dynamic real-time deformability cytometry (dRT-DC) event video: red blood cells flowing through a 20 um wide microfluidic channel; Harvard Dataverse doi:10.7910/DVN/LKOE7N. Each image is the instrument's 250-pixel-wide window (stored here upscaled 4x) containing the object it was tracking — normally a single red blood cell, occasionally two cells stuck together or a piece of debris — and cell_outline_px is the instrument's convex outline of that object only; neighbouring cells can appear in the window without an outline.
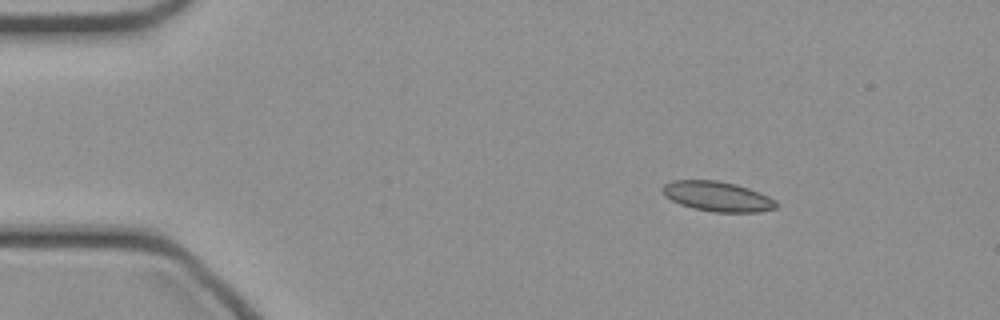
{"species": "common noctule bat (a hibernating species)", "species_latin": "Nyctalus noctula", "temperature_condition": "cold", "stored_images_in_passage": 42, "camera_frame_rate_fps": 3000, "um_per_image_px": 0.085, "animal": {"sex": "female", "body_mass_g": 21.9}, "frame": {"image": 1, "passage_image": 2, "time_ms": 0.333, "image_size_px": [1000, 320], "cell_outline_px": [[776, 208], [760, 212], [712, 212], [692, 208], [680, 204], [664, 196], [660, 188], [664, 184], [672, 180], [716, 180], [736, 184], [748, 188], [768, 196], [776, 200]], "centroid_in_image_um": [60.94, 16.69], "position_along_channel_um": 24.1, "area_um2": 19.94}}
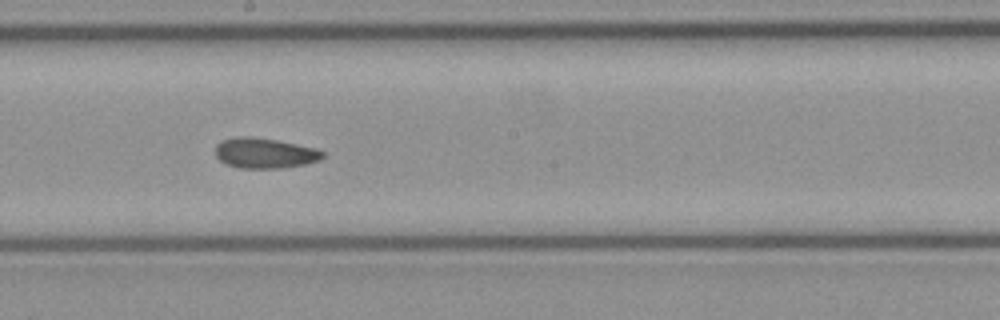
{"frame": {"image": 2, "passage_image": 21, "time_ms": 6.667, "image_size_px": [1000, 320], "cell_outline_px": [[324, 156], [320, 160], [304, 164], [284, 168], [240, 168], [224, 164], [216, 156], [216, 144], [224, 140], [236, 136], [252, 136], [276, 140], [316, 148], [324, 152]], "centroid_in_image_um": [22.49, 13.01], "position_along_channel_um": 225.7, "area_um2": 19.02}}
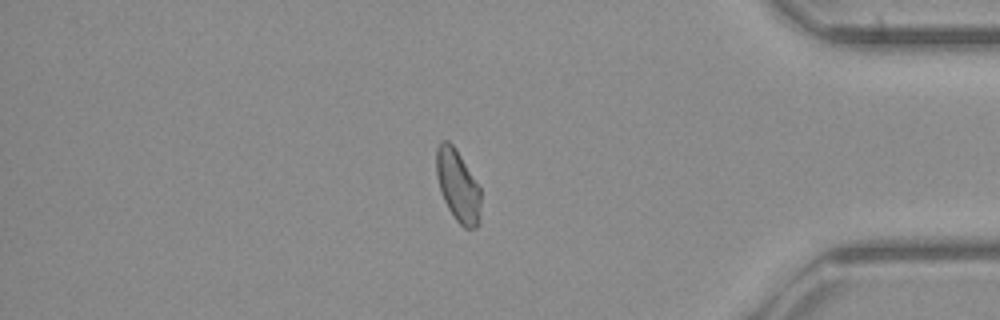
{"frame": {"image": 3, "passage_image": 35, "time_ms": 11.333, "image_size_px": [1000, 320], "cell_outline_px": [[480, 224], [476, 228], [464, 228], [456, 220], [448, 208], [440, 192], [436, 176], [436, 148], [440, 140], [448, 140], [456, 148], [480, 188]], "centroid_in_image_um": [38.9, 15.78], "position_along_channel_um": 396.3, "area_um2": 18.79}}